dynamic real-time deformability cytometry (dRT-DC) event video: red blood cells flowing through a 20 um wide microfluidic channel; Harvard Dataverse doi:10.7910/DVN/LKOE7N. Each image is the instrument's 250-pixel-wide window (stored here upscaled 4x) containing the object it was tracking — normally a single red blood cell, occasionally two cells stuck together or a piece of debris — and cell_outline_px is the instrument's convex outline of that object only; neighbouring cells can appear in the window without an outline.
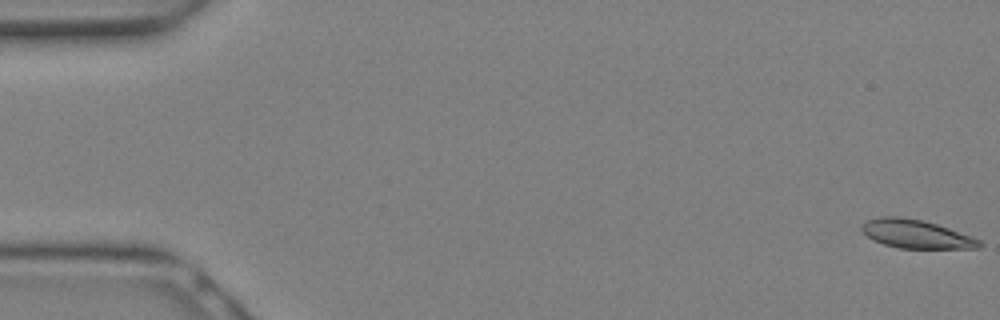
{"species": "Egyptian fruit bat (a non-hibernating species)", "species_latin": "Rousettus aegyptiacus", "temperature_condition": "warm", "stored_images_in_passage": 12, "camera_frame_rate_fps": 3000, "um_per_image_px": 0.085, "animal": {"sex": "female"}, "frame": {"image": 1, "passage_image": 1, "time_ms": 0.0, "image_size_px": [1000, 320], "cell_outline_px": [[984, 244], [980, 248], [900, 248], [884, 244], [872, 240], [860, 228], [860, 224], [868, 220], [880, 216], [900, 216], [920, 220], [936, 224], [972, 236], [980, 240]], "centroid_in_image_um": [77.86, 19.89], "position_along_channel_um": 7.1, "area_um2": 19.48}}